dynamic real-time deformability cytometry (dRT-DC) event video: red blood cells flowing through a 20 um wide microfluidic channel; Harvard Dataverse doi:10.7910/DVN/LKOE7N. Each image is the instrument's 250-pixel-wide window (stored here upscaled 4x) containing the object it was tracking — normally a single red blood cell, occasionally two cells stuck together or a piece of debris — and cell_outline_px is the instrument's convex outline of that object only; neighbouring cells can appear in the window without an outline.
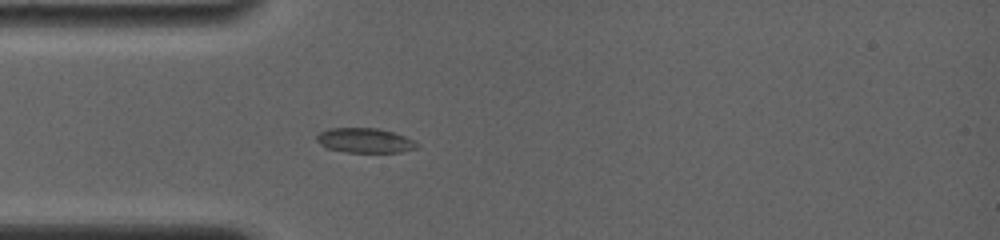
{"species": "common noctule bat (a hibernating species)", "species_latin": "Nyctalus noctula", "temperature_condition": "room temperature", "stored_images_in_passage": 1, "camera_frame_rate_fps": 4000, "um_per_image_px": 0.085, "animal": {"sex": "female", "body_mass_g": 19.0, "forearm_length_mm": 56.7}, "frame": {"image": 1, "passage_image": 1, "time_ms": 0.0, "image_size_px": [1000, 240], "cell_outline_px": [[420, 144], [416, 148], [400, 152], [348, 152], [324, 148], [316, 140], [316, 136], [320, 132], [328, 128], [376, 128], [392, 132], [404, 136]], "centroid_in_image_um": [30.97, 11.94], "position_along_channel_um": 54.0, "area_um2": 14.39}}